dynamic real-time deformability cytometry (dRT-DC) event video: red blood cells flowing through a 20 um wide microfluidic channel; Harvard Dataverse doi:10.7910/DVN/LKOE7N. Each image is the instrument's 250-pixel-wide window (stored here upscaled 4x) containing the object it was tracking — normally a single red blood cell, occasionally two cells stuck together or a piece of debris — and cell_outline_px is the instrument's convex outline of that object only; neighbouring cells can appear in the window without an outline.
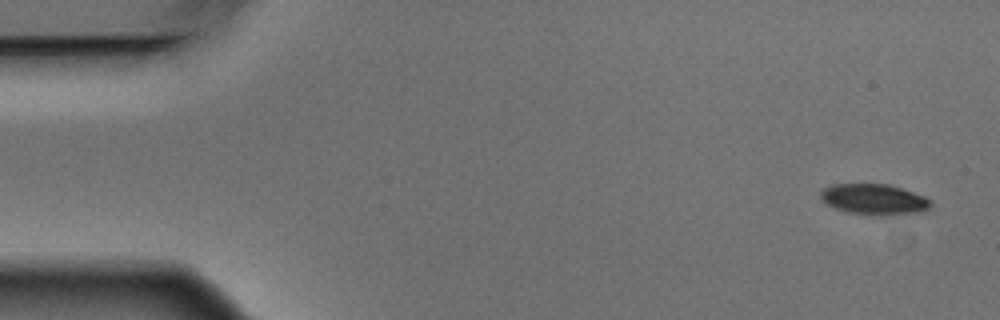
{"species": "Egyptian fruit bat (a non-hibernating species)", "species_latin": "Rousettus aegyptiacus", "temperature_condition": "warm", "stored_images_in_passage": 5, "camera_frame_rate_fps": 3000, "um_per_image_px": 0.085, "animal": {"sex": "male"}, "frame": {"image": 1, "passage_image": 1, "time_ms": 0.0, "image_size_px": [1000, 320], "cell_outline_px": [[932, 204], [924, 212], [892, 216], [872, 216], [848, 212], [836, 208], [828, 204], [820, 196], [820, 192], [824, 188], [832, 184], [888, 184], [924, 196], [932, 200]], "centroid_in_image_um": [74.35, 16.97], "position_along_channel_um": 10.7, "area_um2": 19.94}}
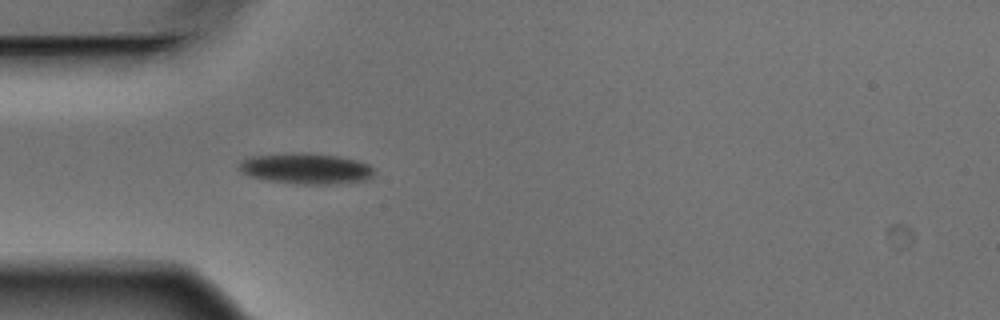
{"frame": {"image": 2, "passage_image": 5, "time_ms": 1.333, "image_size_px": [1000, 320], "cell_outline_px": [[376, 168], [372, 176], [364, 180], [328, 184], [304, 184], [268, 180], [248, 176], [236, 168], [240, 160], [248, 156], [284, 152], [304, 152], [340, 156], [356, 160], [368, 164]], "centroid_in_image_um": [25.94, 14.29], "position_along_channel_um": 59.1, "area_um2": 24.62}}